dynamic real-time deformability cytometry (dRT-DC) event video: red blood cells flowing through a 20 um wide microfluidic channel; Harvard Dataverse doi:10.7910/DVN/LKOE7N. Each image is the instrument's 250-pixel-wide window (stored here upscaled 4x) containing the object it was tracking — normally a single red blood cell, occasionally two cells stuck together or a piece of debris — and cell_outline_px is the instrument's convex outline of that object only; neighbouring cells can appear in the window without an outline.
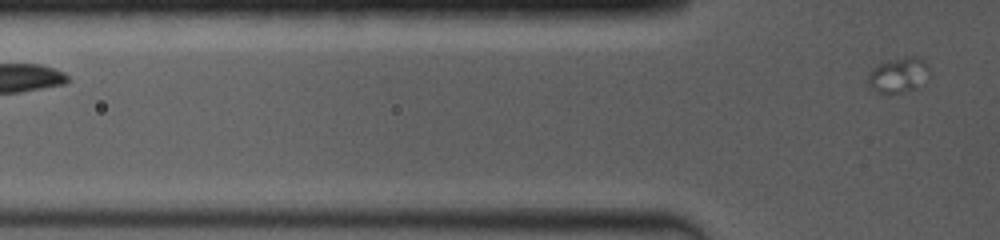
{"species": "common noctule bat (a hibernating species)", "species_latin": "Nyctalus noctula", "temperature_condition": "room temperature", "stored_images_in_passage": 2, "segment_of_instrument_passage": [2, 2], "camera_frame_rate_fps": 4000, "um_per_image_px": 0.085, "animal": {"sex": "female", "body_mass_g": 19.0, "forearm_length_mm": 53.3}, "frame": {"image": 1, "passage_image": 2, "time_ms": 1.25, "image_size_px": [1000, 240], "cell_outline_px": [[928, 72], [912, 88], [904, 92], [876, 92], [868, 84], [868, 76], [880, 64], [888, 60], [908, 56], [920, 56], [928, 64]], "centroid_in_image_um": [76.34, 6.33], "position_along_channel_um": 49.5, "area_um2": 11.79}}